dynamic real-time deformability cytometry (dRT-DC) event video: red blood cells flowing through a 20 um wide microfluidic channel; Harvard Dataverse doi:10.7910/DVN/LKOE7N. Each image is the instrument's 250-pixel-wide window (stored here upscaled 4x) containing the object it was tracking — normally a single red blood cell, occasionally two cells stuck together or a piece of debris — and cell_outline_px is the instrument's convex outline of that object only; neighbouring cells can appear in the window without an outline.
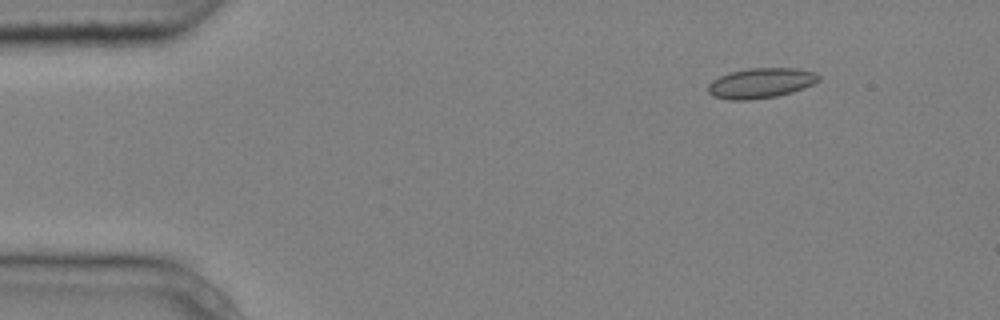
{"species": "common noctule bat (a hibernating species)", "species_latin": "Nyctalus noctula", "temperature_condition": "cold", "stored_images_in_passage": 4, "camera_frame_rate_fps": 3000, "um_per_image_px": 0.085, "animal": {"sex": "male", "body_mass_g": 20.4}, "frame": {"image": 1, "passage_image": 2, "time_ms": 0.333, "image_size_px": [1000, 320], "cell_outline_px": [[820, 80], [804, 88], [792, 92], [776, 96], [748, 100], [732, 100], [712, 96], [708, 92], [708, 84], [712, 80], [728, 72], [748, 68], [792, 68], [812, 72], [820, 76]], "centroid_in_image_um": [64.63, 7.06], "position_along_channel_um": 20.4, "area_um2": 19.36}}